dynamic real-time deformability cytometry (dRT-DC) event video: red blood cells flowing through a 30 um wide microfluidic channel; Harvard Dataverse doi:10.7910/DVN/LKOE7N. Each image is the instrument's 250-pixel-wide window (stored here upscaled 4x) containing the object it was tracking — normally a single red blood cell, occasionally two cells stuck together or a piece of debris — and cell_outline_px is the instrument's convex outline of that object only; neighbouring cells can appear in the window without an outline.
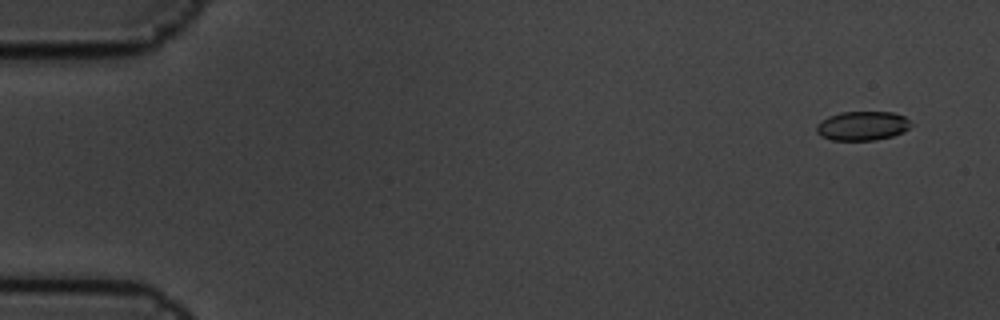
{"species": "common noctule bat (a hibernating species)", "species_latin": "Nyctalus noctula", "temperature_condition": "cold", "stored_images_in_passage": 8, "camera_frame_rate_fps": 3000, "um_per_image_px": 0.085, "animal": {"sex": "male", "body_mass_g": 19.5, "forearm_length_mm": 54.6}, "frame": {"image": 1, "passage_image": 1, "time_ms": 0.0, "image_size_px": [1000, 320], "cell_outline_px": [[912, 124], [904, 132], [892, 136], [876, 140], [832, 140], [820, 136], [816, 132], [816, 124], [820, 120], [828, 116], [840, 112], [892, 112], [904, 116]], "centroid_in_image_um": [73.27, 10.7], "position_along_channel_um": 11.7, "area_um2": 16.18}}
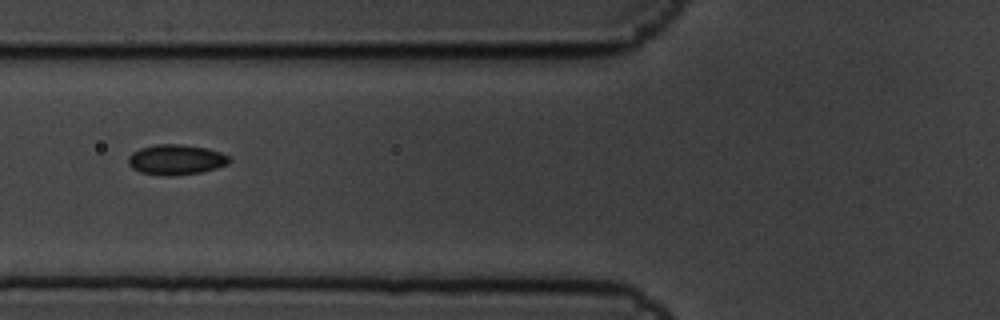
{"frame": {"image": 2, "passage_image": 6, "time_ms": 1.667, "image_size_px": [1000, 320], "cell_outline_px": [[232, 160], [228, 164], [216, 168], [200, 172], [172, 176], [164, 176], [140, 172], [132, 168], [128, 164], [128, 156], [132, 152], [140, 148], [156, 144], [184, 144], [208, 148], [220, 152], [228, 156]], "centroid_in_image_um": [14.95, 13.56], "position_along_channel_um": 110.8, "area_um2": 17.98}}
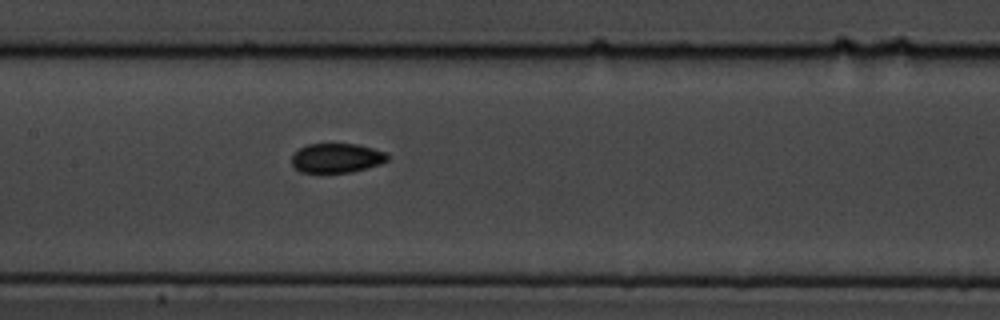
{"frame": {"image": 3, "passage_image": 8, "time_ms": 2.333, "image_size_px": [1000, 320], "cell_outline_px": [[388, 160], [380, 164], [352, 172], [300, 172], [292, 164], [292, 152], [308, 144], [356, 144], [388, 152]], "centroid_in_image_um": [28.62, 13.42], "position_along_channel_um": 178.8, "area_um2": 16.42}}